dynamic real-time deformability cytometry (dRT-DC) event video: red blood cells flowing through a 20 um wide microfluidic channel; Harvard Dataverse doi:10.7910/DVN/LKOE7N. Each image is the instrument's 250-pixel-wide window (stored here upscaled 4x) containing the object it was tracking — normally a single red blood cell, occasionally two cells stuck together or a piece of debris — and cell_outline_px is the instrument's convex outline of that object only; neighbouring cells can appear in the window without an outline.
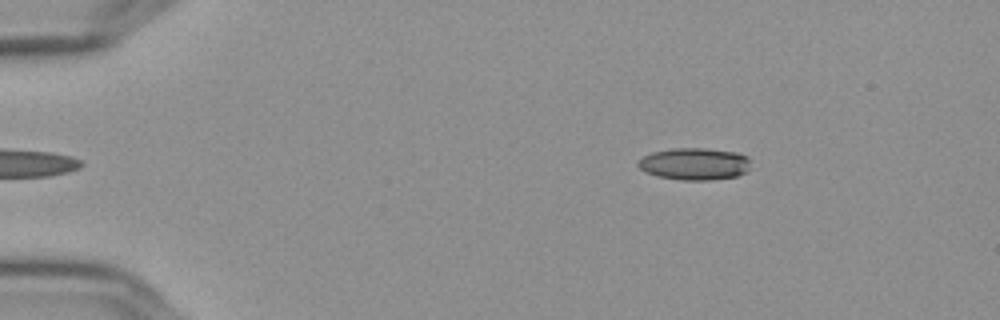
{"species": "Egyptian fruit bat (a non-hibernating species)", "species_latin": "Rousettus aegyptiacus", "temperature_condition": "cold", "stored_images_in_passage": 50, "camera_frame_rate_fps": 3000, "um_per_image_px": 0.085, "frame": {"image": 1, "passage_image": 3, "time_ms": 0.667, "image_size_px": [1000, 320], "cell_outline_px": [[748, 172], [736, 176], [712, 180], [680, 180], [656, 176], [644, 172], [636, 164], [644, 156], [652, 152], [676, 148], [704, 148], [736, 152], [748, 156]], "centroid_in_image_um": [59.02, 13.94], "position_along_channel_um": 26.0, "area_um2": 21.1}}
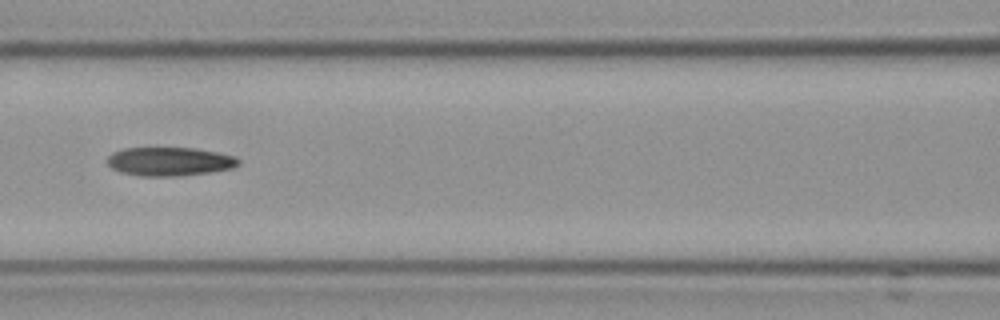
{"frame": {"image": 2, "passage_image": 20, "time_ms": 6.333, "image_size_px": [1000, 320], "cell_outline_px": [[240, 164], [232, 168], [212, 172], [176, 176], [140, 176], [120, 172], [112, 168], [104, 160], [112, 152], [124, 148], [196, 148], [236, 156], [240, 160]], "centroid_in_image_um": [14.4, 13.73], "position_along_channel_um": 152.2, "area_um2": 22.14}}
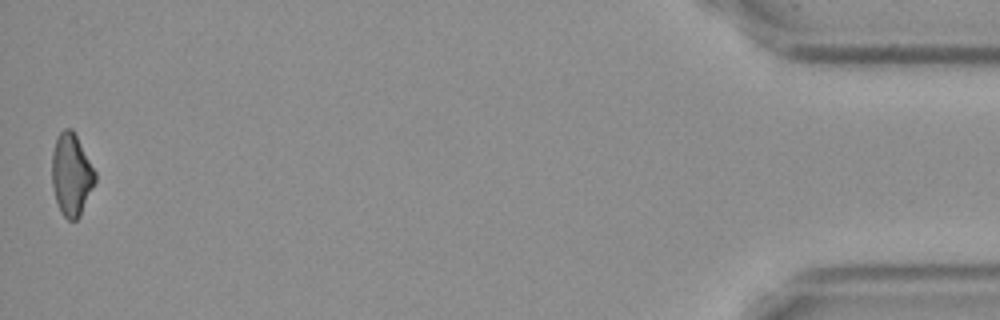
{"frame": {"image": 3, "passage_image": 50, "time_ms": 16.333, "image_size_px": [1000, 320], "cell_outline_px": [[96, 180], [80, 216], [76, 220], [68, 220], [64, 216], [56, 200], [52, 184], [52, 152], [56, 136], [64, 128], [72, 128], [96, 172]], "centroid_in_image_um": [6.06, 14.82], "position_along_channel_um": 429.1, "area_um2": 20.58}, "authors_computed_cell_mechanics": {"area_um2": 21.6172, "velocity_mm_per_s": 3.6352, "shape_relaxation_time_tau1_ms": null, "shape_relaxation_time_tau2_ms": 11.3907, "deformation_change_tau1": null, "deformation_change_tau2": 0.2317}}